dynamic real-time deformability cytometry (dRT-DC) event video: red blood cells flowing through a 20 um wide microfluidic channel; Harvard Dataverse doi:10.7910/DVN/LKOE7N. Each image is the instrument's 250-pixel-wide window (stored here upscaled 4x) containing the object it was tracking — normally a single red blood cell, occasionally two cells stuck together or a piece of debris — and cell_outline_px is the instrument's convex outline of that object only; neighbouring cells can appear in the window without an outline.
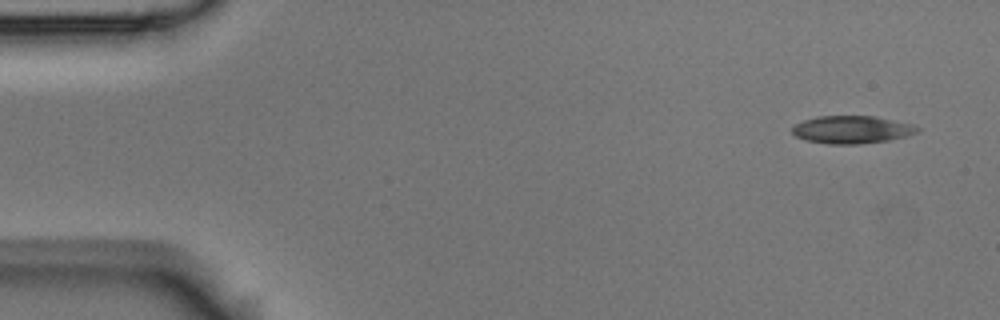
{"species": "Egyptian fruit bat (a non-hibernating species)", "species_latin": "Rousettus aegyptiacus", "temperature_condition": "room temperature", "stored_images_in_passage": 5, "camera_frame_rate_fps": 3000, "um_per_image_px": 0.085, "animal": {"sex": "male"}, "frame": {"image": 1, "passage_image": 1, "time_ms": 0.0, "image_size_px": [1000, 320], "cell_outline_px": [[920, 128], [916, 132], [908, 136], [888, 140], [856, 144], [828, 144], [804, 140], [796, 136], [792, 132], [792, 128], [796, 124], [804, 120], [816, 116], [872, 116], [912, 124]], "centroid_in_image_um": [72.38, 11.02], "position_along_channel_um": 12.6, "area_um2": 20.06}}
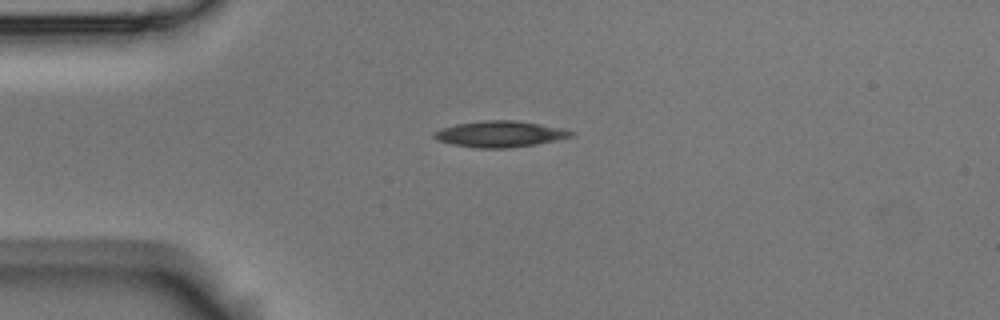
{"frame": {"image": 2, "passage_image": 4, "time_ms": 1.0, "image_size_px": [1000, 320], "cell_outline_px": [[576, 132], [572, 136], [556, 140], [536, 144], [512, 148], [476, 148], [452, 144], [436, 140], [432, 136], [432, 132], [440, 128], [456, 124], [484, 120], [516, 120], [560, 128]], "centroid_in_image_um": [42.44, 11.39], "position_along_channel_um": 42.6, "area_um2": 20.92}}